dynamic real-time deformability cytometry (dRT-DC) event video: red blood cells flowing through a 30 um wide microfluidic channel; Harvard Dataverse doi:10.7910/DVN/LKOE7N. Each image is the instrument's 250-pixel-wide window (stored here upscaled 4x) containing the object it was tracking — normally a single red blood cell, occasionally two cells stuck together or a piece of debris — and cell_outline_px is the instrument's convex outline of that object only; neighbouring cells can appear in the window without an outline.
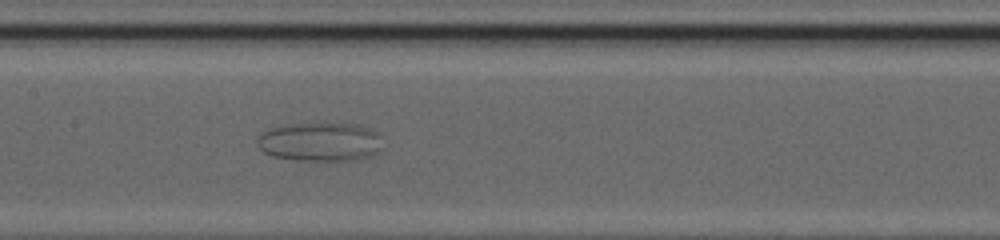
{"species": "common noctule bat (a hibernating species)", "species_latin": "Nyctalus noctula", "temperature_condition": "cold", "stored_images_in_passage": 56, "camera_frame_rate_fps": 3000, "um_per_image_px": 0.085, "animal": {"sex": "female", "body_mass_g": 20.0, "forearm_length_mm": 54.0}, "frame": {"image": 1, "passage_image": 31, "time_ms": 10.0, "image_size_px": [1000, 240], "cell_outline_px": [[380, 148], [376, 152], [368, 156], [356, 160], [300, 160], [272, 156], [264, 152], [256, 144], [256, 140], [264, 132], [272, 128], [292, 124], [352, 124], [368, 128], [380, 136]], "centroid_in_image_um": [27.18, 12.07], "position_along_channel_um": 180.2, "area_um2": 27.74}}
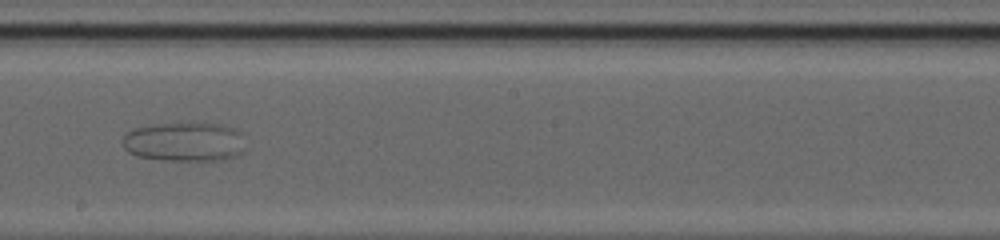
{"frame": {"image": 2, "passage_image": 35, "time_ms": 11.333, "image_size_px": [1000, 240], "cell_outline_px": [[244, 152], [236, 156], [220, 160], [164, 160], [136, 156], [128, 152], [124, 148], [124, 136], [128, 132], [136, 128], [148, 124], [192, 120], [220, 124], [232, 128], [236, 132]], "centroid_in_image_um": [15.61, 12.01], "position_along_channel_um": 232.6, "area_um2": 28.44}}